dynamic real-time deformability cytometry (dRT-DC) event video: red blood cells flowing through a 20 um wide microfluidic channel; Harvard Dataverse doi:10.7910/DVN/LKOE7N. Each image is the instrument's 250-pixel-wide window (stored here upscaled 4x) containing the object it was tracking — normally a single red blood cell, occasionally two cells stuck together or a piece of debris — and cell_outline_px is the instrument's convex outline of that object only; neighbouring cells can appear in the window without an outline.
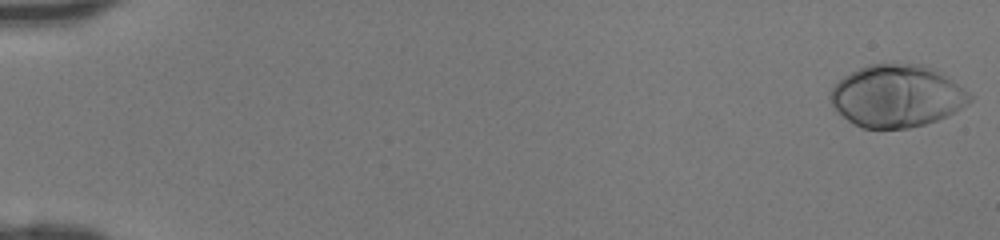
{"species": "human", "species_latin": "Homo sapiens", "temperature_condition": "room temperature", "stored_images_in_passage": 46, "camera_frame_rate_fps": 3000, "um_per_image_px": 0.085, "donor": {"sex": "female"}, "frame": {"image": 1, "passage_image": 1, "time_ms": 0.0, "image_size_px": [1000, 240], "cell_outline_px": [[972, 100], [968, 104], [936, 120], [924, 124], [908, 128], [864, 128], [852, 124], [832, 108], [828, 96], [832, 88], [844, 76], [868, 64], [920, 64], [932, 68], [952, 80], [968, 92], [972, 96]], "centroid_in_image_um": [76.18, 8.17], "position_along_channel_um": 8.8, "area_um2": 50.29}}
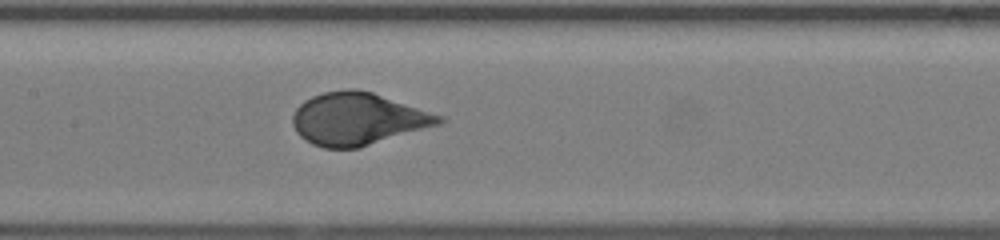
{"frame": {"image": 2, "passage_image": 24, "time_ms": 7.667, "image_size_px": [1000, 240], "cell_outline_px": [[448, 120], [440, 124], [360, 148], [324, 148], [312, 144], [300, 136], [296, 132], [292, 124], [292, 116], [296, 108], [304, 100], [312, 96], [324, 92], [348, 88], [356, 88], [372, 92], [444, 116]], "centroid_in_image_um": [30.41, 10.1], "position_along_channel_um": 177.0, "area_um2": 44.85}}
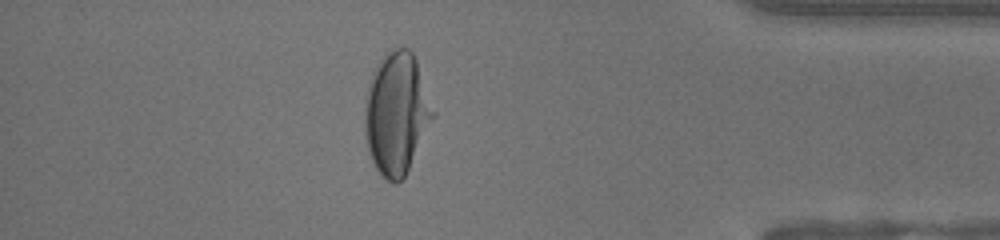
{"frame": {"image": 3, "passage_image": 41, "time_ms": 13.333, "image_size_px": [1000, 240], "cell_outline_px": [[436, 116], [404, 176], [396, 184], [388, 180], [376, 168], [368, 152], [364, 132], [364, 108], [368, 88], [372, 72], [380, 60], [388, 52], [396, 48], [408, 48], [412, 52], [416, 60], [436, 112]], "centroid_in_image_um": [33.72, 9.64], "position_along_channel_um": 401.5, "area_um2": 48.38}}